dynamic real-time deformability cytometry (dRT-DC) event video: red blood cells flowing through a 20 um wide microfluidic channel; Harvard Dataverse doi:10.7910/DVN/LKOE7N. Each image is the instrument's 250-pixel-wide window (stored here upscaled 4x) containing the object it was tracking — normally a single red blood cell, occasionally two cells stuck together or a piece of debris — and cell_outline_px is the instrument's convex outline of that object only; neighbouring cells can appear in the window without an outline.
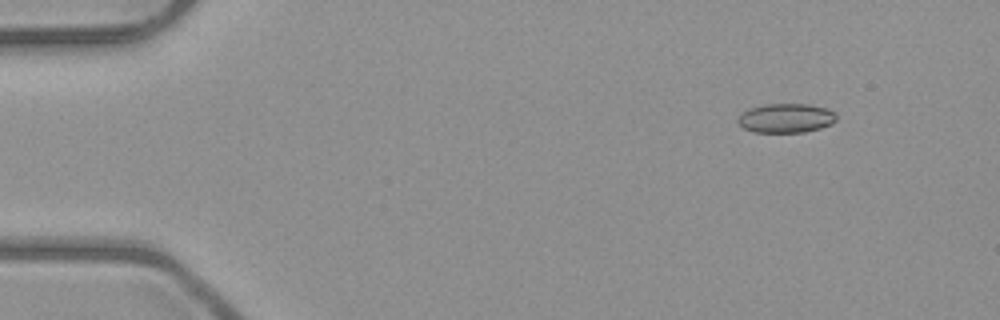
{"species": "common noctule bat (a hibernating species)", "species_latin": "Nyctalus noctula", "temperature_condition": "room temperature", "stored_images_in_passage": 5, "camera_frame_rate_fps": 3000, "um_per_image_px": 0.085, "animal": {"sex": "male", "body_mass_g": 23.1, "forearm_length_mm": 52.7}, "frame": {"image": 1, "passage_image": 1, "time_ms": 0.0, "image_size_px": [1000, 320], "cell_outline_px": [[836, 120], [832, 124], [820, 128], [804, 132], [752, 132], [744, 128], [736, 120], [748, 108], [764, 104], [808, 104], [828, 108], [836, 112]], "centroid_in_image_um": [66.83, 10.03], "position_along_channel_um": 18.2, "area_um2": 16.88}}
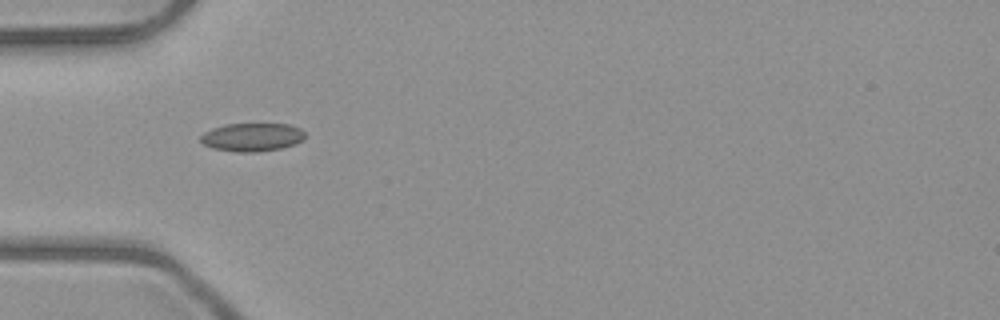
{"frame": {"image": 2, "passage_image": 4, "time_ms": 3.667, "image_size_px": [1000, 320], "cell_outline_px": [[304, 140], [296, 144], [280, 148], [256, 152], [236, 152], [212, 148], [204, 144], [200, 140], [200, 136], [204, 132], [212, 128], [224, 124], [288, 124], [300, 128], [304, 132]], "centroid_in_image_um": [21.42, 11.66], "position_along_channel_um": 63.6, "area_um2": 17.28}}
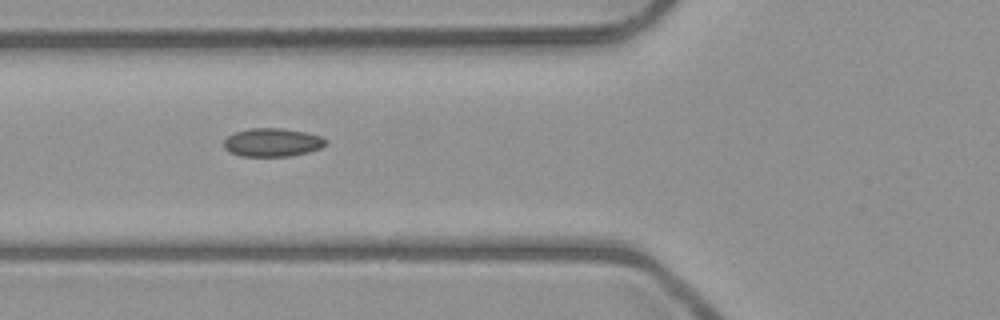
{"frame": {"image": 3, "passage_image": 5, "time_ms": 4.667, "image_size_px": [1000, 320], "cell_outline_px": [[328, 144], [320, 148], [308, 152], [288, 156], [240, 156], [224, 148], [224, 140], [228, 136], [236, 132], [248, 128], [280, 128], [304, 132], [320, 136], [328, 140]], "centroid_in_image_um": [23.17, 12.1], "position_along_channel_um": 102.6, "area_um2": 16.76}}